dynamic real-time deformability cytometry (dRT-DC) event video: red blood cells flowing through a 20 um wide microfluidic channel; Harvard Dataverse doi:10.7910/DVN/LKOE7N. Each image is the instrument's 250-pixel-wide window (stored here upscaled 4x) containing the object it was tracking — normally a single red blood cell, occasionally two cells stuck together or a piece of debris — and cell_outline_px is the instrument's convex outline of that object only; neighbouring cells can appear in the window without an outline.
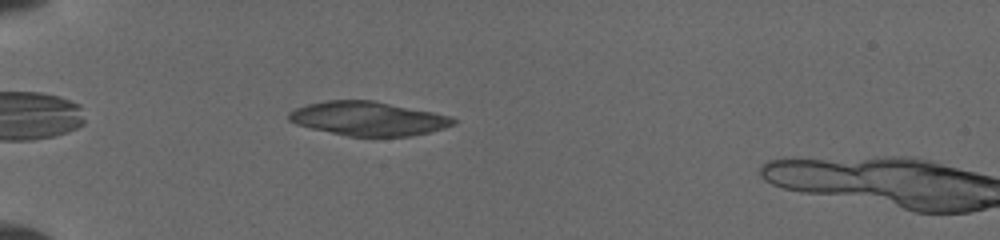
{"species": "common noctule bat (a hibernating species)", "species_latin": "Nyctalus noctula", "temperature_condition": "cold", "stored_images_in_passage": 12, "camera_frame_rate_fps": 3000, "um_per_image_px": 0.085, "animal": {"sex": "female", "body_mass_g": 19.5, "forearm_length_mm": 54.1}, "frame": {"image": 1, "passage_image": 4, "time_ms": 1.333, "image_size_px": [1000, 240], "cell_outline_px": [[456, 124], [444, 128], [428, 132], [408, 136], [348, 136], [312, 128], [296, 124], [288, 120], [288, 112], [296, 108], [308, 104], [328, 100], [372, 100], [452, 116], [456, 120]], "centroid_in_image_um": [31.3, 10.08], "position_along_channel_um": 53.7, "area_um2": 32.31}}